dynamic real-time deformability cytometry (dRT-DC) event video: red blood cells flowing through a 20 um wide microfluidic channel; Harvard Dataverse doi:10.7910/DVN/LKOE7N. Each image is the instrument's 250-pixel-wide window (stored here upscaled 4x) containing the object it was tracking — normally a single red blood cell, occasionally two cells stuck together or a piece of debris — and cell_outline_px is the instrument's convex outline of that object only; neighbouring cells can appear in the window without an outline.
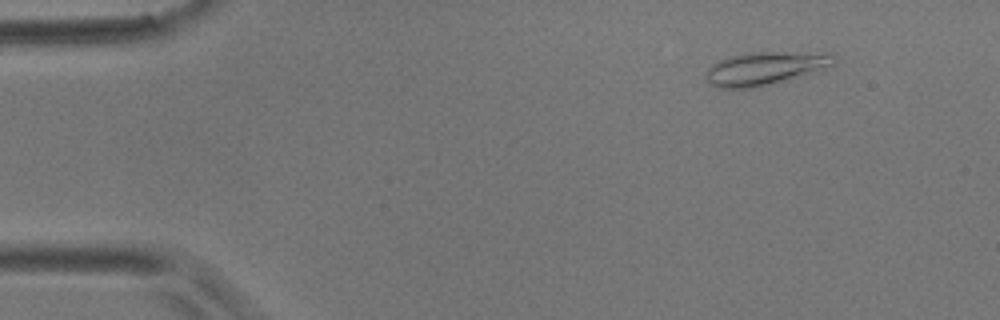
{"species": "common noctule bat (a hibernating species)", "species_latin": "Nyctalus noctula", "temperature_condition": "room temperature", "stored_images_in_passage": 10, "camera_frame_rate_fps": 3000, "um_per_image_px": 0.085, "animal": {"sex": "male", "body_mass_g": 17.9}, "frame": {"image": 1, "passage_image": 1, "time_ms": 0.0, "image_size_px": [1000, 320], "cell_outline_px": [[836, 64], [768, 84], [752, 88], [720, 88], [712, 84], [704, 76], [708, 68], [712, 64], [728, 56], [748, 52], [776, 52], [836, 56]], "centroid_in_image_um": [64.88, 5.81], "position_along_channel_um": 20.1, "area_um2": 23.58}}